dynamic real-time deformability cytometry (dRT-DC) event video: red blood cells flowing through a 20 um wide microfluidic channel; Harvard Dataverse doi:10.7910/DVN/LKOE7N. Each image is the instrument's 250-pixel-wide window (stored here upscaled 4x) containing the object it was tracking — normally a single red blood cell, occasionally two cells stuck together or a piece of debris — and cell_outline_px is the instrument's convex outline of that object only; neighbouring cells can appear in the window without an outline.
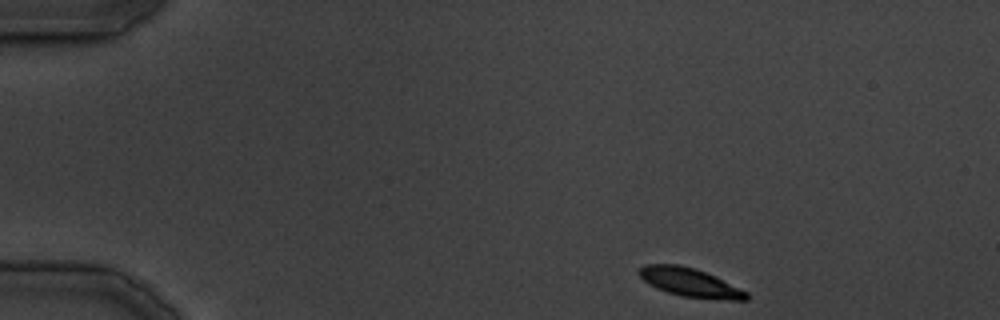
{"species": "common noctule bat (a hibernating species)", "species_latin": "Nyctalus noctula", "temperature_condition": "cold", "stored_images_in_passage": 37, "segment_of_instrument_passage": [1, 2], "camera_frame_rate_fps": 3000, "um_per_image_px": 0.085, "animal": {"sex": "male", "body_mass_g": 19.5, "forearm_length_mm": 54.6}, "frame": {"image": 1, "passage_image": 1, "time_ms": 0.0, "image_size_px": [1000, 320], "cell_outline_px": [[748, 300], [732, 300], [680, 296], [656, 288], [648, 284], [636, 272], [644, 264], [680, 264], [704, 272], [740, 288], [748, 292]], "centroid_in_image_um": [58.6, 24.01], "position_along_channel_um": 26.4, "area_um2": 17.69}}
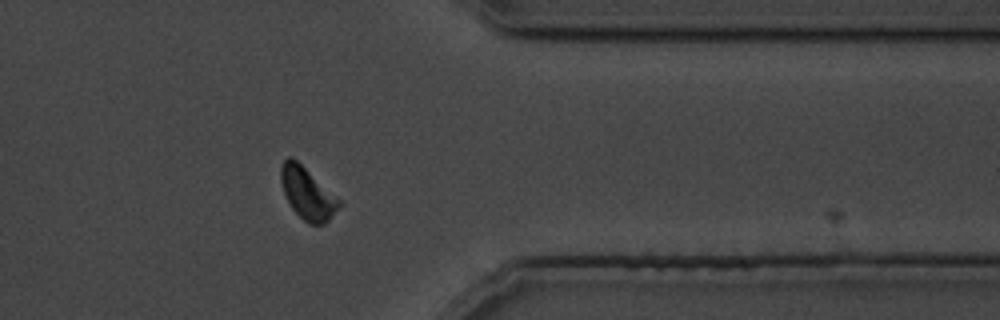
{"frame": {"image": 2, "passage_image": 29, "time_ms": 31.667, "image_size_px": [1000, 320], "cell_outline_px": [[344, 204], [324, 224], [308, 224], [292, 208], [284, 192], [280, 180], [280, 164], [288, 156], [292, 156], [340, 200]], "centroid_in_image_um": [26.13, 16.43], "position_along_channel_um": 385.3, "area_um2": 17.4}}
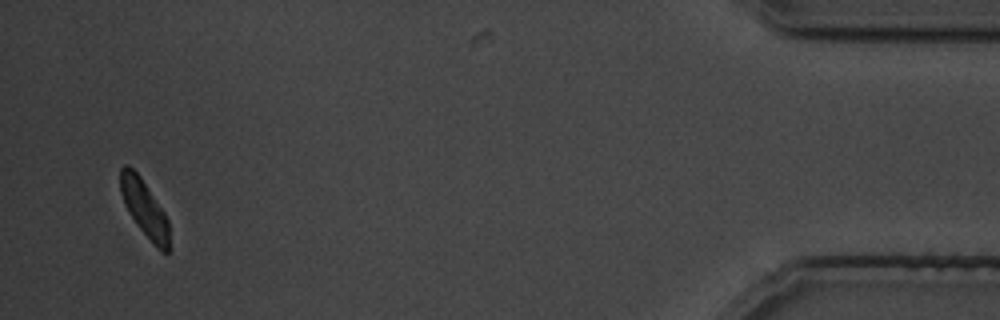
{"frame": {"image": 3, "passage_image": 35, "time_ms": 38.667, "image_size_px": [1000, 320], "cell_outline_px": [[168, 252], [160, 252], [156, 248], [140, 228], [128, 212], [124, 204], [120, 192], [120, 168], [124, 164], [128, 164], [140, 176], [164, 212], [168, 220]], "centroid_in_image_um": [12.24, 17.68], "position_along_channel_um": 423.0, "area_um2": 15.95}}